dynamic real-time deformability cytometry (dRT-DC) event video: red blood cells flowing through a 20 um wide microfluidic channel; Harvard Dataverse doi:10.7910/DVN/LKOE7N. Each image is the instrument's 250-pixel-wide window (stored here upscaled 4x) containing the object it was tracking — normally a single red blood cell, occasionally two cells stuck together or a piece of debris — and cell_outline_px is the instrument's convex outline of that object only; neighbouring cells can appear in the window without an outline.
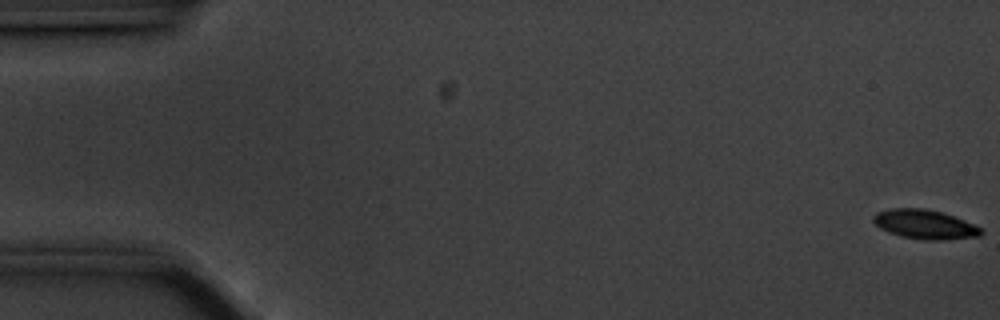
{"species": "common noctule bat (a hibernating species)", "species_latin": "Nyctalus noctula", "temperature_condition": "cold", "stored_images_in_passage": 57, "camera_frame_rate_fps": 3000, "um_per_image_px": 0.085, "animal": {"sex": "male", "body_mass_g": 20.1, "forearm_length_mm": 53.5}, "frame": {"image": 1, "passage_image": 1, "time_ms": 0.0, "image_size_px": [1000, 320], "cell_outline_px": [[984, 232], [980, 236], [940, 240], [924, 240], [904, 236], [888, 232], [880, 228], [872, 220], [872, 216], [876, 212], [892, 208], [924, 208], [940, 212], [964, 220], [980, 228]], "centroid_in_image_um": [78.58, 19.07], "position_along_channel_um": 6.4, "area_um2": 18.15}}
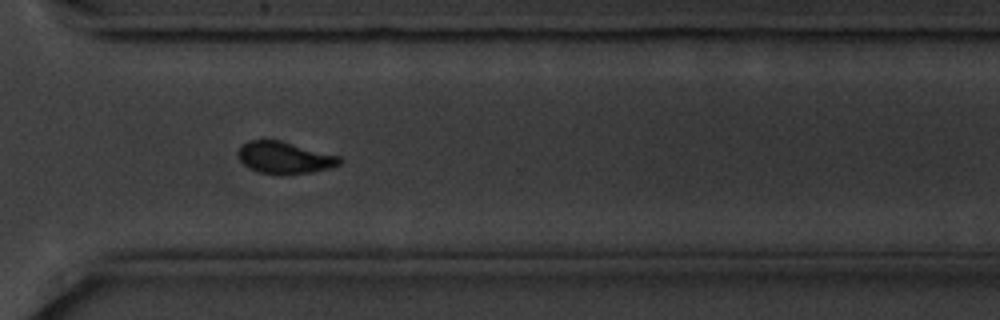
{"frame": {"image": 2, "passage_image": 42, "time_ms": 13.667, "image_size_px": [1000, 320], "cell_outline_px": [[340, 164], [328, 168], [312, 172], [260, 172], [244, 164], [240, 160], [240, 148], [248, 140], [280, 140], [340, 156]], "centroid_in_image_um": [24.22, 13.36], "position_along_channel_um": 346.4, "area_um2": 17.92}}
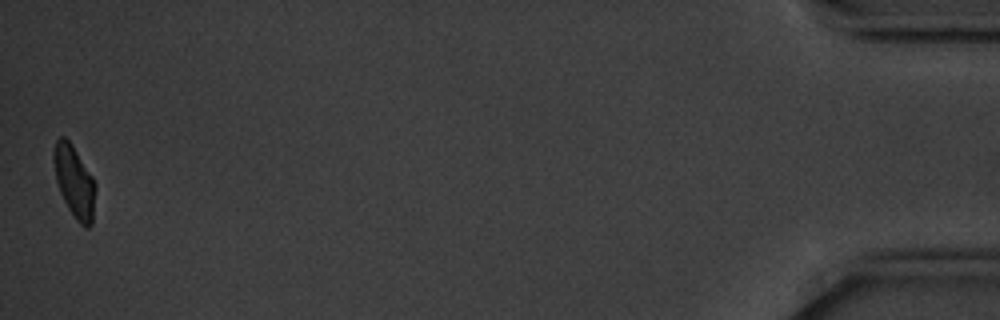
{"frame": {"image": 3, "passage_image": 57, "time_ms": 18.667, "image_size_px": [1000, 320], "cell_outline_px": [[96, 188], [92, 224], [88, 228], [84, 228], [76, 220], [68, 208], [60, 192], [56, 180], [52, 160], [52, 152], [56, 140], [60, 136], [64, 136], [72, 144], [92, 176], [96, 184]], "centroid_in_image_um": [6.31, 15.43], "position_along_channel_um": 428.9, "area_um2": 17.69}, "authors_computed_cell_mechanics": {"area_um2": 18.6694, "velocity_mm_per_s": 3.5137, "shape_relaxation_time_tau1_ms": 2.4046, "shape_relaxation_time_tau2_ms": null, "deformation_change_tau1": 0.1323, "deformation_change_tau2": null}}